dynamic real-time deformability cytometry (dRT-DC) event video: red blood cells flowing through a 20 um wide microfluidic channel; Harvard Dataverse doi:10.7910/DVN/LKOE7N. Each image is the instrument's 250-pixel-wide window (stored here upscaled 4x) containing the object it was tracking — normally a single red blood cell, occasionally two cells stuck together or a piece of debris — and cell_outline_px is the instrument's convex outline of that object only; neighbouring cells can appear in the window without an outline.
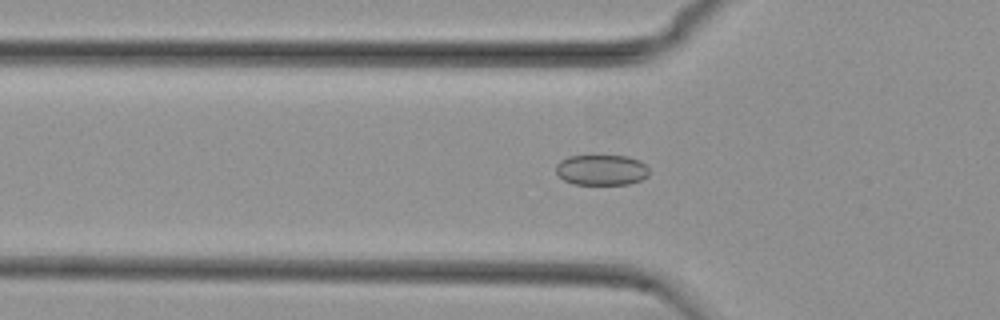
{"species": "common noctule bat (a hibernating species)", "species_latin": "Nyctalus noctula", "temperature_condition": "cold", "stored_images_in_passage": 52, "camera_frame_rate_fps": 3000, "um_per_image_px": 0.085, "animal": {"sex": "female", "body_mass_g": 29.2, "forearm_length_mm": 56.3}, "frame": {"image": 1, "passage_image": 18, "time_ms": 5.667, "image_size_px": [1000, 320], "cell_outline_px": [[648, 176], [640, 180], [628, 184], [572, 184], [564, 180], [556, 172], [556, 164], [560, 160], [568, 156], [592, 152], [628, 156], [640, 160], [648, 168]], "centroid_in_image_um": [51.09, 14.38], "position_along_channel_um": 74.7, "area_um2": 17.46}}
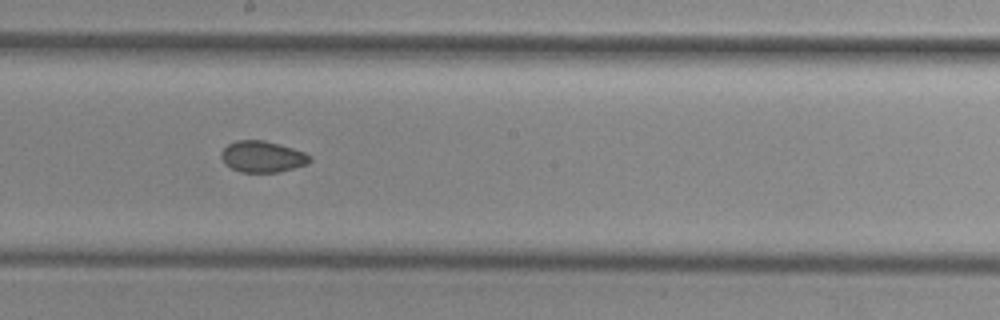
{"frame": {"image": 2, "passage_image": 30, "time_ms": 9.667, "image_size_px": [1000, 320], "cell_outline_px": [[312, 160], [308, 164], [280, 172], [240, 172], [224, 164], [220, 156], [220, 152], [228, 144], [236, 140], [264, 140], [280, 144], [304, 152], [312, 156]], "centroid_in_image_um": [22.31, 13.31], "position_along_channel_um": 225.9, "area_um2": 16.36}}
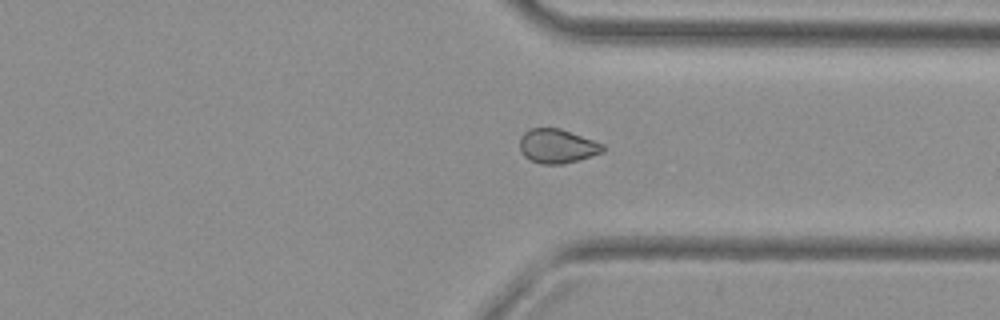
{"frame": {"image": 3, "passage_image": 41, "time_ms": 13.333, "image_size_px": [1000, 320], "cell_outline_px": [[604, 152], [564, 164], [540, 164], [524, 156], [520, 148], [520, 136], [524, 132], [532, 128], [560, 128], [604, 144]], "centroid_in_image_um": [47.36, 12.42], "position_along_channel_um": 364.0, "area_um2": 16.47}}